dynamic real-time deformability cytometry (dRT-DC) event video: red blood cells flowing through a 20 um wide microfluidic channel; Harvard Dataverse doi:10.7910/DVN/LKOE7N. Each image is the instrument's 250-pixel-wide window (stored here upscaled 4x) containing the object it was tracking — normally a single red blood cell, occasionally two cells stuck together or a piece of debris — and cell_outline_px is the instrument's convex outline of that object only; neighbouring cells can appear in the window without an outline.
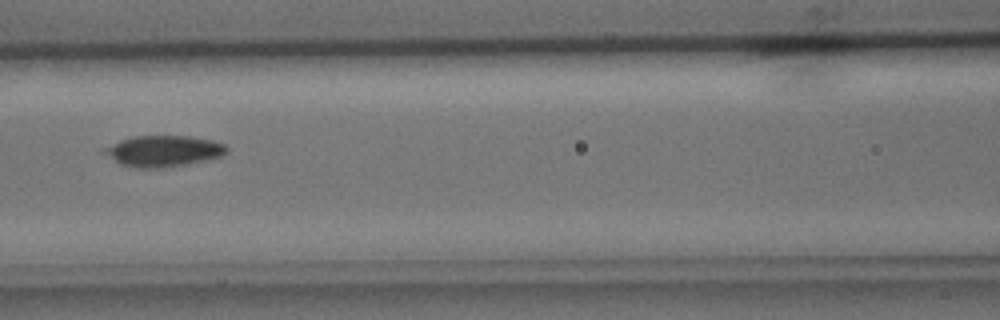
{"species": "common noctule bat (a hibernating species)", "species_latin": "Nyctalus noctula", "temperature_condition": "cold", "stored_images_in_passage": 8, "camera_frame_rate_fps": 3000, "um_per_image_px": 0.085, "animal": {"sex": "male", "body_mass_g": 15.6}, "frame": {"image": 1, "passage_image": 7, "time_ms": 2.0, "image_size_px": [1000, 320], "cell_outline_px": [[228, 152], [220, 156], [208, 160], [188, 164], [164, 168], [136, 168], [120, 164], [100, 152], [100, 148], [120, 140], [132, 136], [192, 136], [212, 140], [224, 144], [228, 148]], "centroid_in_image_um": [13.84, 12.84], "position_along_channel_um": 152.8, "area_um2": 22.6}}
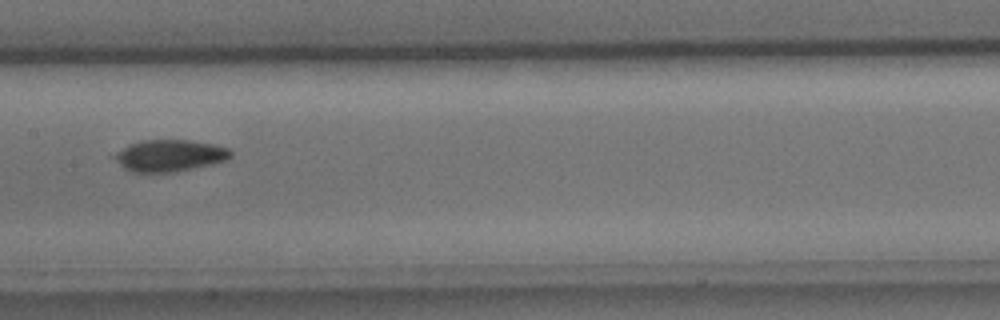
{"frame": {"image": 2, "passage_image": 8, "time_ms": 2.333, "image_size_px": [1000, 320], "cell_outline_px": [[232, 156], [228, 160], [212, 164], [176, 172], [136, 172], [124, 168], [112, 156], [116, 152], [132, 144], [144, 140], [188, 140], [212, 144], [228, 148], [232, 152]], "centroid_in_image_um": [14.46, 13.23], "position_along_channel_um": 192.9, "area_um2": 21.27}}